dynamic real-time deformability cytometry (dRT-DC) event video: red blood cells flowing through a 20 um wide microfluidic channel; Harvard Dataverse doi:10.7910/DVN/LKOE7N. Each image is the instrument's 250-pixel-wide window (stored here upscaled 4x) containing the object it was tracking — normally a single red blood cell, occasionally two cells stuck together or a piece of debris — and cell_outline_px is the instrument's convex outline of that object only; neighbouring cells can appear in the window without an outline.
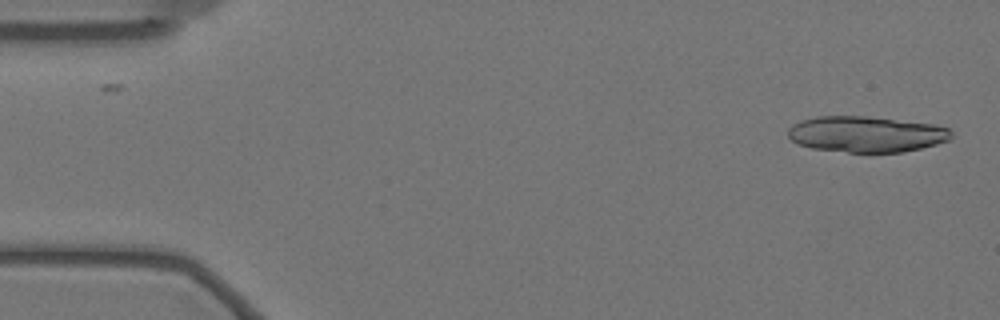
{"species": "Egyptian fruit bat (a non-hibernating species)", "species_latin": "Rousettus aegyptiacus", "temperature_condition": "warm", "stored_images_in_passage": 14, "camera_frame_rate_fps": 3000, "um_per_image_px": 0.085, "animal": {"sex": "female"}, "frame": {"image": 1, "passage_image": 1, "time_ms": 0.0, "image_size_px": [1000, 320], "cell_outline_px": [[952, 140], [904, 152], [848, 152], [812, 148], [800, 144], [792, 140], [788, 136], [788, 128], [800, 120], [816, 116], [864, 116], [932, 124], [948, 128], [952, 132]], "centroid_in_image_um": [73.63, 11.4], "position_along_channel_um": 11.4, "area_um2": 34.1}}